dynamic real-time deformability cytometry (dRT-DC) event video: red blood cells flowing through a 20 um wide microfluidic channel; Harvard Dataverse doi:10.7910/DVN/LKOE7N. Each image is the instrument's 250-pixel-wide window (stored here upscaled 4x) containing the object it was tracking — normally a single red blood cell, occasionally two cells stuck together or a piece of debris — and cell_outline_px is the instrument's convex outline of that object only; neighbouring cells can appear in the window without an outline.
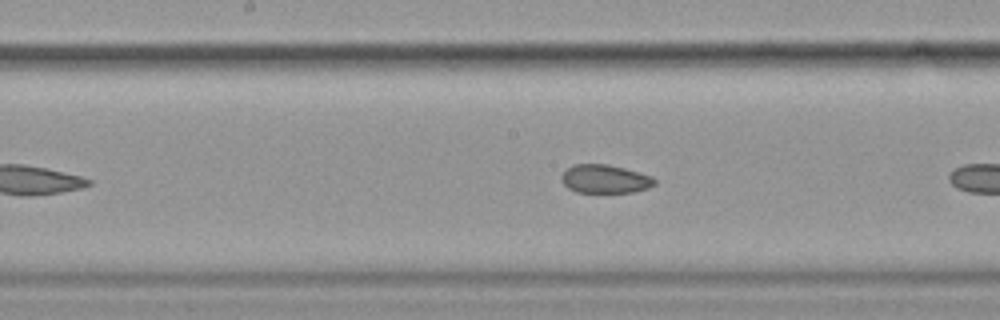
{"species": "common noctule bat (a hibernating species)", "species_latin": "Nyctalus noctula", "temperature_condition": "cold", "stored_images_in_passage": 32, "camera_frame_rate_fps": 3000, "um_per_image_px": 0.085, "animal": {"sex": "female", "body_mass_g": 19.9}, "frame": {"image": 1, "passage_image": 14, "time_ms": 4.333, "image_size_px": [1000, 320], "cell_outline_px": [[656, 184], [648, 188], [632, 192], [576, 192], [568, 188], [560, 180], [560, 176], [572, 164], [608, 164], [624, 168], [652, 176], [656, 180]], "centroid_in_image_um": [51.41, 15.21], "position_along_channel_um": 196.8, "area_um2": 15.49}, "authors_computed_cell_mechanics": {"area_um2": 16.3285, "velocity_mm_per_s": 3.5279, "shape_relaxation_time_tau1_ms": null, "shape_relaxation_time_tau2_ms": 1.2427, "deformation_change_tau1": null, "deformation_change_tau2": 0.0407}}